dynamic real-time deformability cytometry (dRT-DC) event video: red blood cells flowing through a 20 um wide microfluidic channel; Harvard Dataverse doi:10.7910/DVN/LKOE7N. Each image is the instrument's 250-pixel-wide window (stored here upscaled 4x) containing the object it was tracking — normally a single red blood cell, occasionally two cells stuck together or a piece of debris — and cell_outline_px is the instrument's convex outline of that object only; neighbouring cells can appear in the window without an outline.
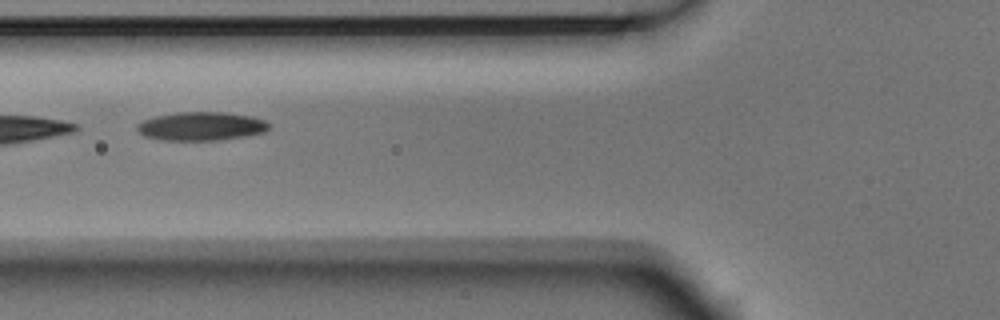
{"species": "Egyptian fruit bat (a non-hibernating species)", "species_latin": "Rousettus aegyptiacus", "temperature_condition": "room temperature", "stored_images_in_passage": 6, "camera_frame_rate_fps": 3000, "um_per_image_px": 0.085, "animal": {"sex": "male"}, "frame": {"image": 1, "passage_image": 2, "time_ms": 0.333, "image_size_px": [1000, 320], "cell_outline_px": [[268, 128], [264, 132], [248, 136], [216, 140], [164, 140], [144, 136], [136, 128], [136, 124], [144, 120], [156, 116], [176, 112], [228, 112], [252, 116], [264, 120], [268, 124]], "centroid_in_image_um": [17.1, 10.72], "position_along_channel_um": 108.7, "area_um2": 21.96}}
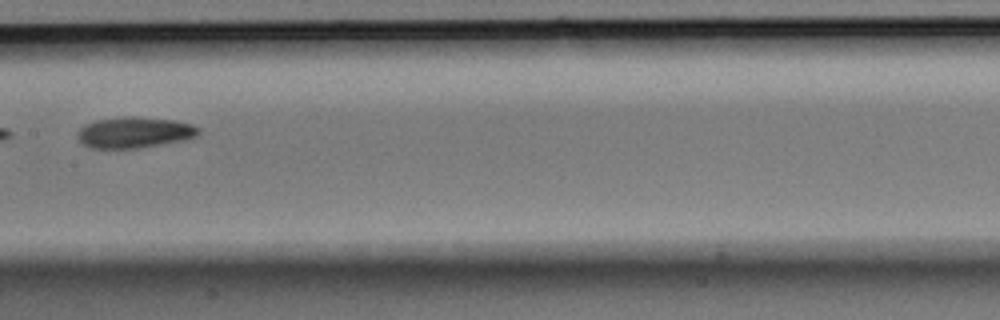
{"frame": {"image": 2, "passage_image": 4, "time_ms": 1.0, "image_size_px": [1000, 320], "cell_outline_px": [[200, 132], [196, 136], [160, 144], [136, 148], [92, 148], [84, 144], [76, 136], [80, 128], [84, 124], [96, 120], [124, 116], [136, 116], [176, 120], [192, 124], [200, 128]], "centroid_in_image_um": [11.4, 11.23], "position_along_channel_um": 196.0, "area_um2": 21.73}}
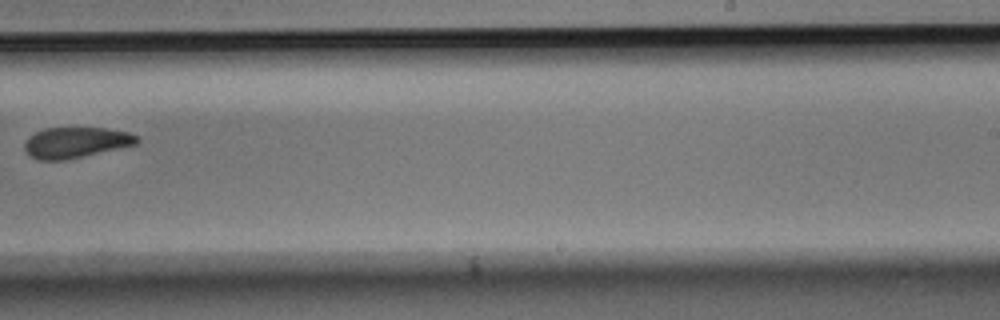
{"frame": {"image": 3, "passage_image": 6, "time_ms": 1.667, "image_size_px": [1000, 320], "cell_outline_px": [[140, 140], [136, 144], [64, 160], [36, 160], [28, 156], [24, 148], [24, 144], [28, 136], [44, 128], [104, 128], [128, 132], [140, 136]], "centroid_in_image_um": [6.41, 12.11], "position_along_channel_um": 282.6, "area_um2": 20.11}}